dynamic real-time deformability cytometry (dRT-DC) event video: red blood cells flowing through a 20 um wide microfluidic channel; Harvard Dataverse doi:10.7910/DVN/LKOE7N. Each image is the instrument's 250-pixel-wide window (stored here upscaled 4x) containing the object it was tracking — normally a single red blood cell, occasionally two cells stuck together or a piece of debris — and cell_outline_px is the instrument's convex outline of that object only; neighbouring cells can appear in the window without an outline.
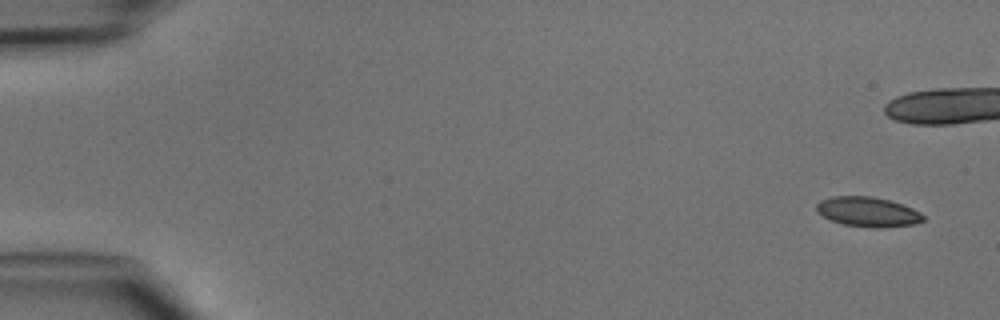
{"species": "common noctule bat (a hibernating species)", "species_latin": "Nyctalus noctula", "temperature_condition": "cold", "stored_images_in_passage": 8, "camera_frame_rate_fps": 3000, "um_per_image_px": 0.085, "animal": {"sex": "male", "body_mass_g": 15.6}, "frame": {"image": 1, "passage_image": 1, "time_ms": 0.0, "image_size_px": [1000, 320], "cell_outline_px": [[924, 220], [916, 224], [880, 228], [868, 228], [844, 224], [832, 220], [816, 212], [816, 204], [820, 200], [832, 196], [872, 196], [888, 200], [912, 208], [920, 212], [924, 216]], "centroid_in_image_um": [73.76, 18.01], "position_along_channel_um": 11.2, "area_um2": 18.55}}